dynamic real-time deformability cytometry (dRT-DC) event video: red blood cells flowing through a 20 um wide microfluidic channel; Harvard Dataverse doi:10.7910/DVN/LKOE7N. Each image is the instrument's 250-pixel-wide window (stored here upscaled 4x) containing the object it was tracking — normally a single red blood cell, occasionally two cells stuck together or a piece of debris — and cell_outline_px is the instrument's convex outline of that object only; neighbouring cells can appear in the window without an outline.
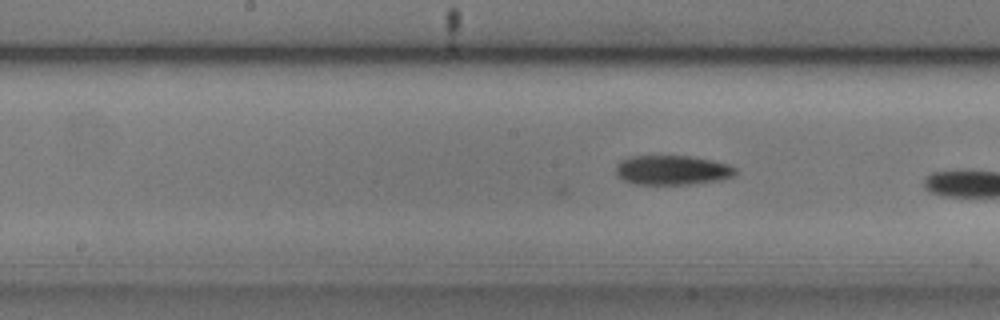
{"species": "common noctule bat (a hibernating species)", "species_latin": "Nyctalus noctula", "temperature_condition": "cold", "stored_images_in_passage": 17, "camera_frame_rate_fps": 3000, "um_per_image_px": 0.085, "animal": {"sex": "male", "body_mass_g": 20.5, "forearm_length_mm": 52.5}, "frame": {"image": 1, "passage_image": 12, "time_ms": 3.667, "image_size_px": [1000, 320], "cell_outline_px": [[736, 176], [724, 180], [692, 184], [632, 184], [616, 176], [616, 164], [620, 160], [628, 156], [688, 156], [712, 160], [728, 164], [736, 168]], "centroid_in_image_um": [57.15, 14.47], "position_along_channel_um": 191.1, "area_um2": 20.92}}